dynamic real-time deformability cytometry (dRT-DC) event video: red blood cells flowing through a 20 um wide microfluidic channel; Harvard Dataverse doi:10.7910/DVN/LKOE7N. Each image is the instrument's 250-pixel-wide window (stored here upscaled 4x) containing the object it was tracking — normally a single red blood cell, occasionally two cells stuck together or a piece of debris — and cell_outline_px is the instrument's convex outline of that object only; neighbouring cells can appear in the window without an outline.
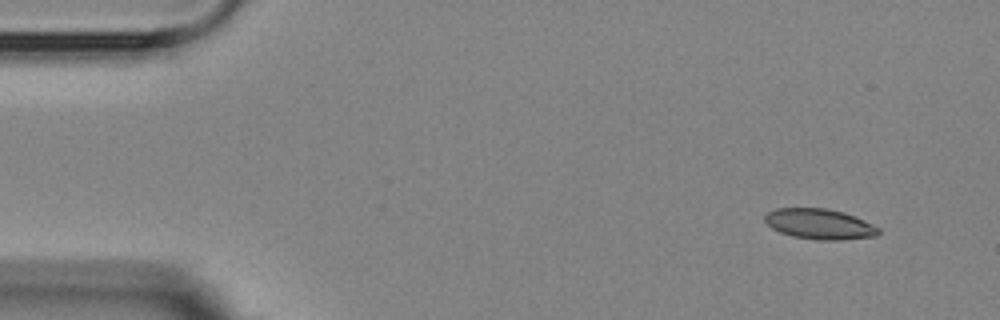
{"species": "Egyptian fruit bat (a non-hibernating species)", "species_latin": "Rousettus aegyptiacus", "temperature_condition": "room temperature", "stored_images_in_passage": 4, "camera_frame_rate_fps": 3000, "um_per_image_px": 0.085, "animal": {"sex": "female"}, "frame": {"image": 1, "passage_image": 1, "time_ms": 0.0, "image_size_px": [1000, 320], "cell_outline_px": [[880, 232], [876, 236], [840, 240], [816, 240], [792, 236], [780, 232], [772, 228], [764, 220], [764, 216], [768, 212], [776, 208], [824, 208], [844, 212], [856, 216], [880, 228]], "centroid_in_image_um": [69.67, 19.04], "position_along_channel_um": 15.3, "area_um2": 20.23}}
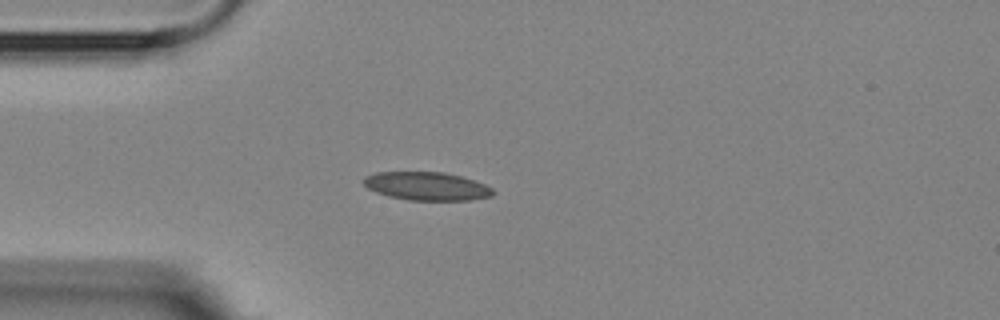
{"frame": {"image": 2, "passage_image": 4, "time_ms": 3.333, "image_size_px": [1000, 320], "cell_outline_px": [[496, 192], [492, 196], [468, 200], [408, 200], [388, 196], [376, 192], [368, 188], [364, 184], [364, 176], [376, 172], [444, 172], [476, 180], [492, 188]], "centroid_in_image_um": [36.29, 15.82], "position_along_channel_um": 48.7, "area_um2": 21.39}}